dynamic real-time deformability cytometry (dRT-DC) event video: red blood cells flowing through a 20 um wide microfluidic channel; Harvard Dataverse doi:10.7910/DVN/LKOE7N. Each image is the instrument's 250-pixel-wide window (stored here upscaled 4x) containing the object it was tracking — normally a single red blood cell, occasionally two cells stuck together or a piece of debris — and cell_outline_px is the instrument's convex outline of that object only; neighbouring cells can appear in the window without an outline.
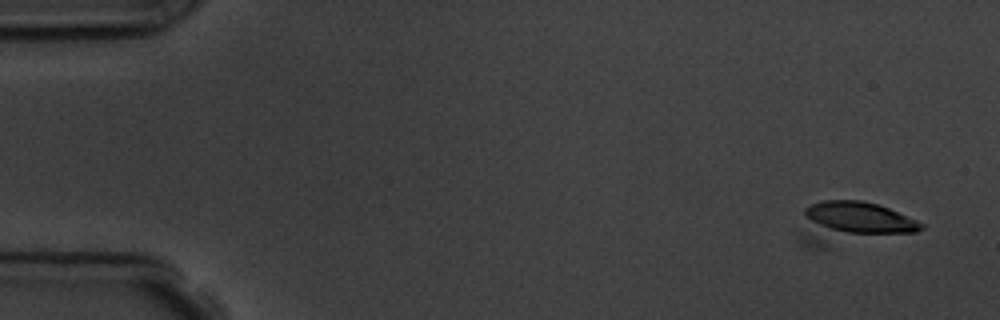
{"species": "common noctule bat (a hibernating species)", "species_latin": "Nyctalus noctula", "temperature_condition": "room temperature", "stored_images_in_passage": 7, "camera_frame_rate_fps": 3000, "um_per_image_px": 0.085, "animal": {"sex": "male", "body_mass_g": 19.5, "forearm_length_mm": 54.6}, "frame": {"image": 1, "passage_image": 5, "time_ms": 5.333, "image_size_px": [1000, 320], "cell_outline_px": [[924, 228], [916, 232], [824, 248], [816, 248], [800, 244], [796, 240], [804, 208], [812, 204], [824, 200], [860, 200], [876, 204], [888, 208], [916, 220], [924, 224]], "centroid_in_image_um": [72.33, 18.99], "position_along_channel_um": 12.7, "area_um2": 30.87}}